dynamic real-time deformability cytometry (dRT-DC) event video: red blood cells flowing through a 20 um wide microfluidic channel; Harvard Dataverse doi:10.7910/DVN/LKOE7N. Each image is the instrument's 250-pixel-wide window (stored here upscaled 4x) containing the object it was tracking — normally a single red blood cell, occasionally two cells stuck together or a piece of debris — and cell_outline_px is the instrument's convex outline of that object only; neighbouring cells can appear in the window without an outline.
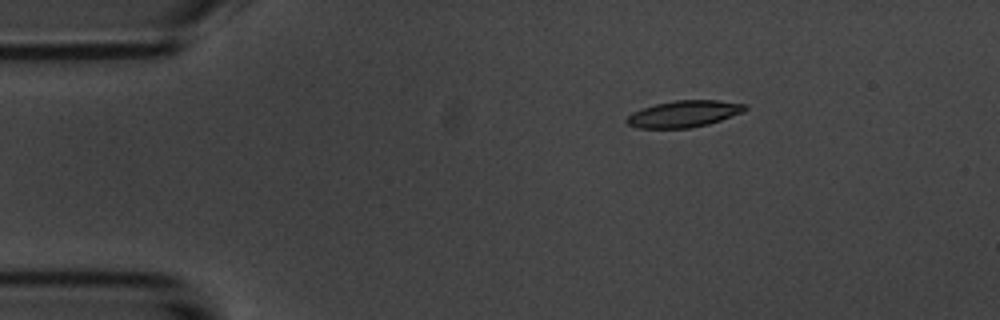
{"species": "common noctule bat (a hibernating species)", "species_latin": "Nyctalus noctula", "temperature_condition": "room temperature", "stored_images_in_passage": 4, "camera_frame_rate_fps": 3000, "um_per_image_px": 0.085, "animal": {"sex": "male", "body_mass_g": 20.1, "forearm_length_mm": 53.5}, "frame": {"image": 1, "passage_image": 2, "time_ms": 1.333, "image_size_px": [1000, 320], "cell_outline_px": [[748, 108], [744, 112], [708, 124], [692, 128], [640, 128], [628, 124], [624, 120], [632, 112], [656, 104], [676, 100], [716, 100], [748, 104]], "centroid_in_image_um": [58.17, 9.68], "position_along_channel_um": 26.8, "area_um2": 18.32}}
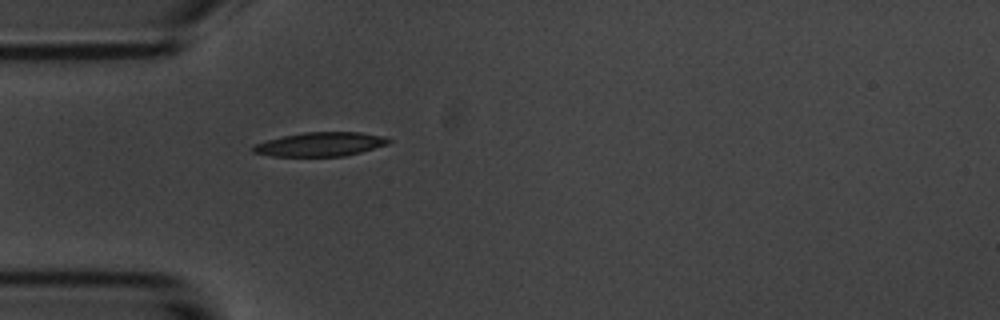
{"frame": {"image": 2, "passage_image": 4, "time_ms": 3.667, "image_size_px": [1000, 320], "cell_outline_px": [[392, 140], [388, 144], [360, 152], [344, 156], [272, 156], [252, 152], [252, 144], [284, 136], [304, 132], [360, 132], [384, 136]], "centroid_in_image_um": [27.22, 12.26], "position_along_channel_um": 57.8, "area_um2": 18.9}}